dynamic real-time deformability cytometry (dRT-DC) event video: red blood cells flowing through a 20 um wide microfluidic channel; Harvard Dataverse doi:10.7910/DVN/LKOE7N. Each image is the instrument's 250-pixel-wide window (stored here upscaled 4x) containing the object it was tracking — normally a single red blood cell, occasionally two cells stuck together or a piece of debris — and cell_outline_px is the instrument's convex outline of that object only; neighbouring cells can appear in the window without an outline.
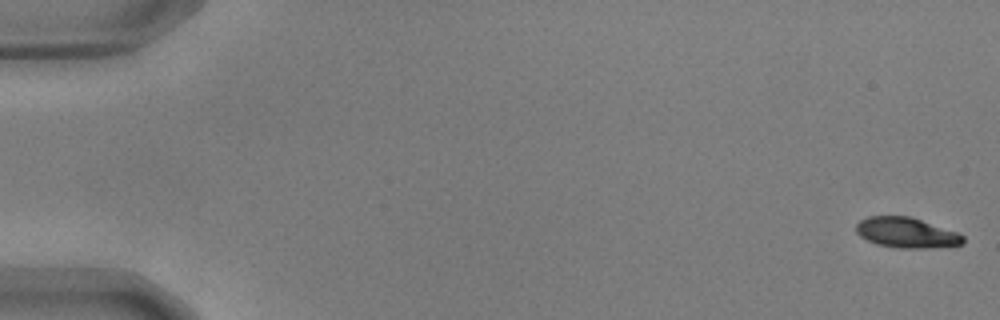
{"species": "common noctule bat (a hibernating species)", "species_latin": "Nyctalus noctula", "temperature_condition": "warm", "stored_images_in_passage": 10, "camera_frame_rate_fps": 3000, "um_per_image_px": 0.085, "animal": {"sex": "male", "body_mass_g": 17.9, "forearm_length_mm": 54.2}, "frame": {"image": 1, "passage_image": 1, "time_ms": 0.0, "image_size_px": [1000, 320], "cell_outline_px": [[964, 244], [932, 248], [896, 248], [876, 244], [860, 236], [856, 232], [856, 224], [860, 220], [868, 216], [908, 216], [956, 232], [964, 236]], "centroid_in_image_um": [77.02, 19.79], "position_along_channel_um": 8.0, "area_um2": 18.79}}